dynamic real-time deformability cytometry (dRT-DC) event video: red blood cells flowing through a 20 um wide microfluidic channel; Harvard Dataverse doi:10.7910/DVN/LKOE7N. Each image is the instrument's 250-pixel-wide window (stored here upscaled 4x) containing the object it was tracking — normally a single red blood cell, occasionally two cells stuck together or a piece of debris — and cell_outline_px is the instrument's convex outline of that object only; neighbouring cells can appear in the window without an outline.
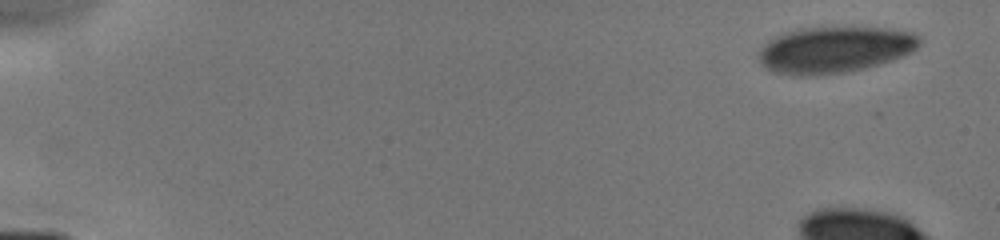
{"species": "human", "species_latin": "Homo sapiens", "temperature_condition": "cold", "stored_images_in_passage": 10, "camera_frame_rate_fps": 3000, "um_per_image_px": 0.085, "donor": {"sex": "male"}, "frame": {"image": 1, "passage_image": 1, "time_ms": 0.0, "image_size_px": [1000, 240], "cell_outline_px": [[920, 44], [912, 52], [904, 56], [880, 64], [864, 68], [844, 72], [804, 76], [792, 76], [772, 72], [760, 64], [760, 48], [768, 40], [776, 36], [788, 32], [804, 28], [888, 28], [912, 32], [920, 40]], "centroid_in_image_um": [70.93, 4.24], "position_along_channel_um": 14.1, "area_um2": 43.18}}
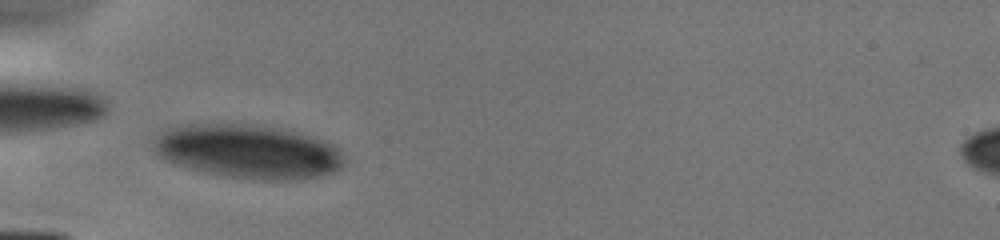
{"frame": {"image": 2, "passage_image": 6, "time_ms": 5.333, "image_size_px": [1000, 240], "cell_outline_px": [[344, 164], [336, 172], [300, 180], [260, 180], [220, 176], [200, 172], [164, 160], [156, 152], [152, 144], [156, 136], [160, 132], [168, 128], [180, 124], [264, 124], [292, 128], [324, 140], [332, 144], [340, 152], [344, 160]], "centroid_in_image_um": [21.1, 12.86], "position_along_channel_um": 63.9, "area_um2": 61.21}}